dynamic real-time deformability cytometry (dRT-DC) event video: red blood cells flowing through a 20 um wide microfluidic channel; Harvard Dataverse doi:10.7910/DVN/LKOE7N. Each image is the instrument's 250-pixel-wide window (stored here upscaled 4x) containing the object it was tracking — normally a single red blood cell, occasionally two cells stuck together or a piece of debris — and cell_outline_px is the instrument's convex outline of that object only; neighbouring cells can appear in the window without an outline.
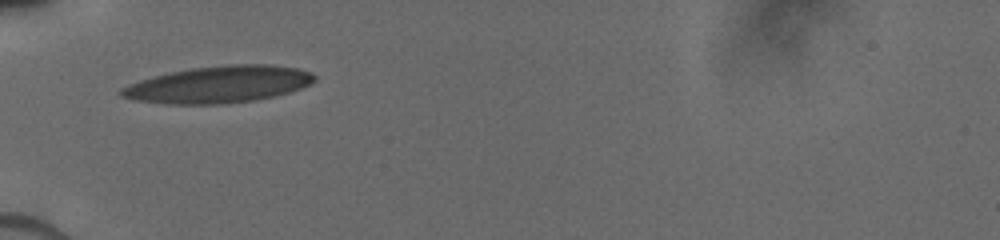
{"species": "human", "species_latin": "Homo sapiens", "temperature_condition": "cold", "stored_images_in_passage": 22, "camera_frame_rate_fps": 3000, "um_per_image_px": 0.085, "donor": {"sex": "male"}, "frame": {"image": 1, "passage_image": 1, "time_ms": 0.0, "image_size_px": [1000, 240], "cell_outline_px": [[316, 80], [300, 88], [288, 92], [272, 96], [252, 100], [216, 104], [168, 104], [132, 100], [120, 96], [116, 92], [120, 88], [128, 84], [140, 80], [172, 72], [192, 68], [232, 64], [268, 64], [296, 68], [312, 72], [316, 76]], "centroid_in_image_um": [18.53, 7.18], "position_along_channel_um": 66.5, "area_um2": 41.21}}
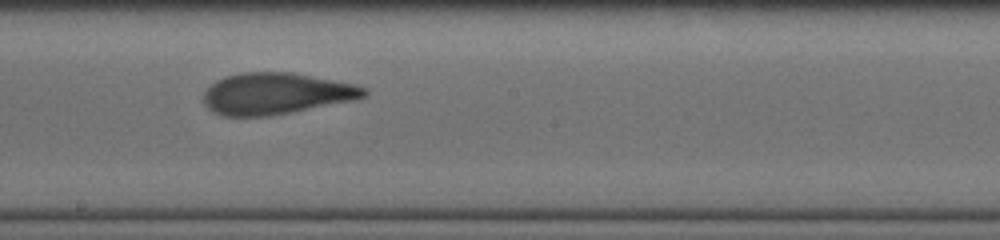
{"frame": {"image": 2, "passage_image": 10, "time_ms": 4.0, "image_size_px": [1000, 240], "cell_outline_px": [[368, 92], [364, 96], [356, 100], [268, 116], [224, 116], [212, 112], [204, 104], [204, 92], [216, 80], [228, 76], [244, 72], [292, 72], [356, 84], [368, 88]], "centroid_in_image_um": [23.49, 7.95], "position_along_channel_um": 224.7, "area_um2": 38.78}}
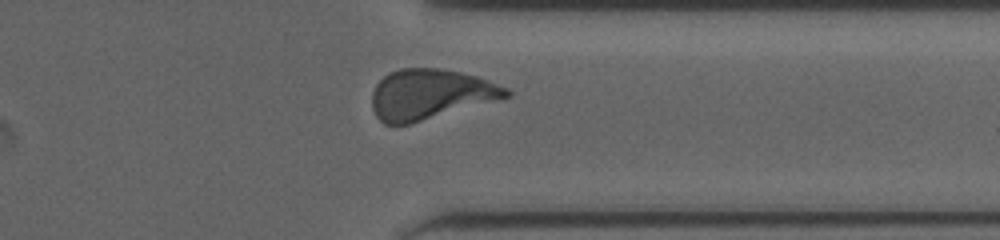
{"frame": {"image": 3, "passage_image": 19, "time_ms": 7.667, "image_size_px": [1000, 240], "cell_outline_px": [[512, 96], [408, 124], [384, 124], [376, 116], [372, 108], [372, 92], [376, 84], [388, 72], [400, 68], [440, 68], [460, 72], [476, 76], [488, 80], [508, 88], [512, 92]], "centroid_in_image_um": [36.56, 8.0], "position_along_channel_um": 374.8, "area_um2": 39.13}}